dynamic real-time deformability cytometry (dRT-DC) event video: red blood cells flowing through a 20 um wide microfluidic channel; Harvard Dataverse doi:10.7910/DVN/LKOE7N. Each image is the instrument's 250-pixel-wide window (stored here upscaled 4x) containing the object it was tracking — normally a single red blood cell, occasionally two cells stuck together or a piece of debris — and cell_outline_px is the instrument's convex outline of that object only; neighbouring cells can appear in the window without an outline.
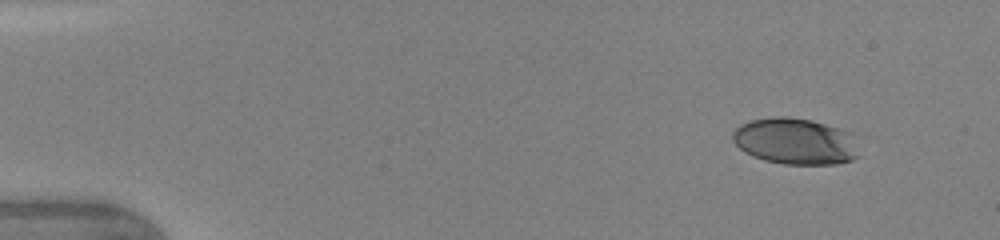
{"species": "human", "species_latin": "Homo sapiens", "temperature_condition": "warm", "stored_images_in_passage": 13, "camera_frame_rate_fps": 3000, "um_per_image_px": 0.085, "donor": {"sex": "female"}, "frame": {"image": 1, "passage_image": 1, "time_ms": 0.0, "image_size_px": [1000, 240], "cell_outline_px": [[860, 156], [852, 160], [836, 164], [784, 164], [764, 160], [752, 156], [744, 152], [732, 140], [732, 132], [740, 124], [748, 120], [772, 116], [788, 116], [812, 120], [856, 132]], "centroid_in_image_um": [67.66, 11.99], "position_along_channel_um": 17.3, "area_um2": 35.14}}
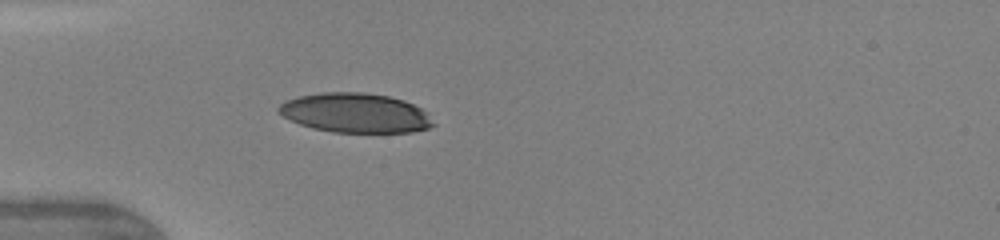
{"frame": {"image": 2, "passage_image": 7, "time_ms": 3.333, "image_size_px": [1000, 240], "cell_outline_px": [[436, 124], [428, 128], [412, 132], [332, 132], [312, 128], [300, 124], [276, 112], [276, 108], [284, 100], [300, 96], [320, 92], [364, 92], [388, 96], [404, 100], [428, 112]], "centroid_in_image_um": [30.2, 9.59], "position_along_channel_um": 54.8, "area_um2": 35.78}}